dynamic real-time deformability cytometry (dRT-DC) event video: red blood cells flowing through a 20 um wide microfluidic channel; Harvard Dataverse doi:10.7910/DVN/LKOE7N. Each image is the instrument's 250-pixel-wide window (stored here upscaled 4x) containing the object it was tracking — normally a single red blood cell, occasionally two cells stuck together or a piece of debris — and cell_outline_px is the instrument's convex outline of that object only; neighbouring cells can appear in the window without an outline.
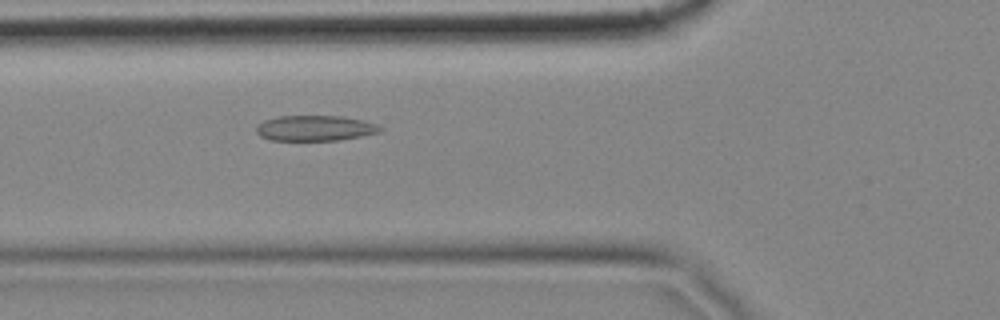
{"species": "common noctule bat (a hibernating species)", "species_latin": "Nyctalus noctula", "temperature_condition": "cold", "stored_images_in_passage": 37, "camera_frame_rate_fps": 3000, "um_per_image_px": 0.085, "animal": {"sex": "female", "body_mass_g": 18.4}, "frame": {"image": 1, "passage_image": 4, "time_ms": 1.0, "image_size_px": [1000, 320], "cell_outline_px": [[384, 128], [380, 132], [340, 140], [272, 140], [260, 136], [256, 132], [256, 128], [264, 120], [276, 116], [344, 116], [364, 120], [376, 124]], "centroid_in_image_um": [26.8, 10.88], "position_along_channel_um": 99.0, "area_um2": 18.38}}
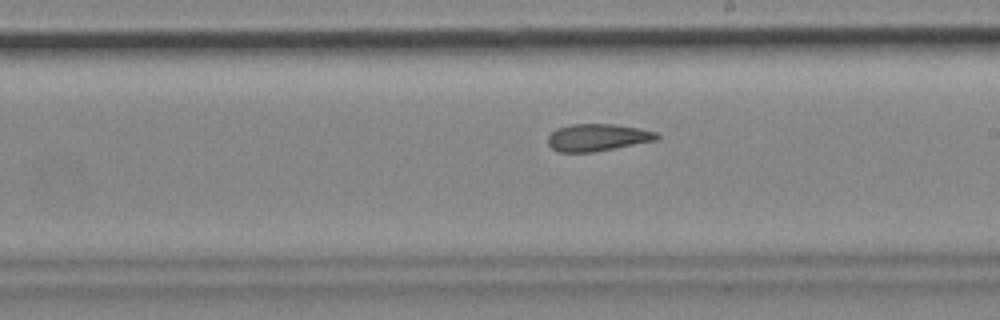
{"frame": {"image": 2, "passage_image": 16, "time_ms": 5.0, "image_size_px": [1000, 320], "cell_outline_px": [[660, 136], [656, 140], [592, 152], [560, 152], [552, 148], [548, 144], [548, 136], [556, 128], [572, 124], [612, 124], [640, 128], [656, 132]], "centroid_in_image_um": [50.77, 11.67], "position_along_channel_um": 238.2, "area_um2": 17.11}}
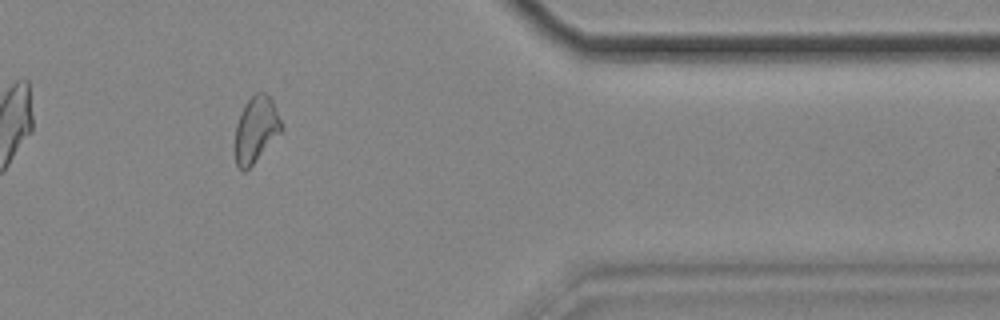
{"frame": {"image": 3, "passage_image": 31, "time_ms": 10.0, "image_size_px": [1000, 320], "cell_outline_px": [[284, 128], [252, 164], [244, 172], [236, 164], [236, 124], [244, 104], [256, 92], [264, 92], [272, 100], [284, 124]], "centroid_in_image_um": [21.78, 10.96], "position_along_channel_um": 389.6, "area_um2": 17.51}, "authors_computed_cell_mechanics": {"area_um2": 18.0914, "velocity_mm_per_s": 3.4834, "shape_relaxation_time_tau1_ms": null, "shape_relaxation_time_tau2_ms": 2.2711, "deformation_change_tau1": null, "deformation_change_tau2": 0.0806}}